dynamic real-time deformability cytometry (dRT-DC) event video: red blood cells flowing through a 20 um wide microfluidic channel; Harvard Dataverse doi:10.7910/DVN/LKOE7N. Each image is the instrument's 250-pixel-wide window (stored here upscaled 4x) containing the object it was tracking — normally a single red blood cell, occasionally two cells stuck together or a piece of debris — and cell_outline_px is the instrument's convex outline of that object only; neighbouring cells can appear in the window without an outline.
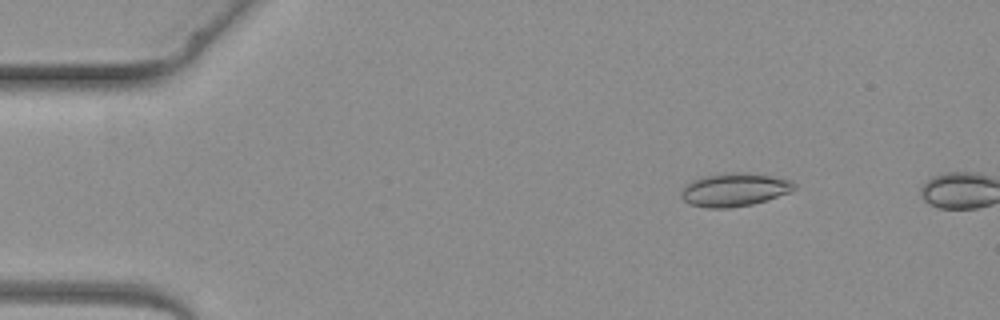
{"species": "common noctule bat (a hibernating species)", "species_latin": "Nyctalus noctula", "temperature_condition": "warm", "stored_images_in_passage": 3, "camera_frame_rate_fps": 3000, "um_per_image_px": 0.085, "animal": {"sex": "female", "body_mass_g": 19.3, "forearm_length_mm": 54.1}, "frame": {"image": 1, "passage_image": 1, "time_ms": 0.0, "image_size_px": [1000, 320], "cell_outline_px": [[796, 188], [788, 192], [752, 204], [728, 208], [708, 208], [692, 204], [684, 200], [680, 196], [680, 192], [684, 184], [692, 180], [704, 176], [724, 172], [748, 172], [792, 180], [796, 184]], "centroid_in_image_um": [62.38, 16.1], "position_along_channel_um": 22.6, "area_um2": 21.91}}